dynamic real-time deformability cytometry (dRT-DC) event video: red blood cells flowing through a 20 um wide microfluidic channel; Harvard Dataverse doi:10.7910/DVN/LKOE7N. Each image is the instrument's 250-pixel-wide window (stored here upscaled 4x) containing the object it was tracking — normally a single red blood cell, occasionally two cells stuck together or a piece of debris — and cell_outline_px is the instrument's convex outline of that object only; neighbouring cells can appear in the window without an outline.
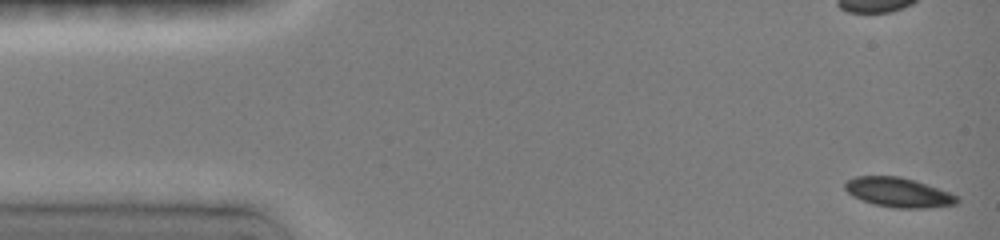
{"species": "common noctule bat (a hibernating species)", "species_latin": "Nyctalus noctula", "temperature_condition": "room temperature", "stored_images_in_passage": 5, "camera_frame_rate_fps": 3000, "um_per_image_px": 0.085, "animal": {"sex": "female", "body_mass_g": 19.0, "forearm_length_mm": 51.5}, "frame": {"image": 1, "passage_image": 1, "time_ms": 0.0, "image_size_px": [1000, 240], "cell_outline_px": [[960, 200], [956, 204], [928, 208], [896, 208], [872, 204], [852, 196], [844, 188], [844, 184], [848, 180], [856, 176], [900, 176], [916, 180], [960, 196]], "centroid_in_image_um": [76.39, 16.36], "position_along_channel_um": 8.6, "area_um2": 19.48}}